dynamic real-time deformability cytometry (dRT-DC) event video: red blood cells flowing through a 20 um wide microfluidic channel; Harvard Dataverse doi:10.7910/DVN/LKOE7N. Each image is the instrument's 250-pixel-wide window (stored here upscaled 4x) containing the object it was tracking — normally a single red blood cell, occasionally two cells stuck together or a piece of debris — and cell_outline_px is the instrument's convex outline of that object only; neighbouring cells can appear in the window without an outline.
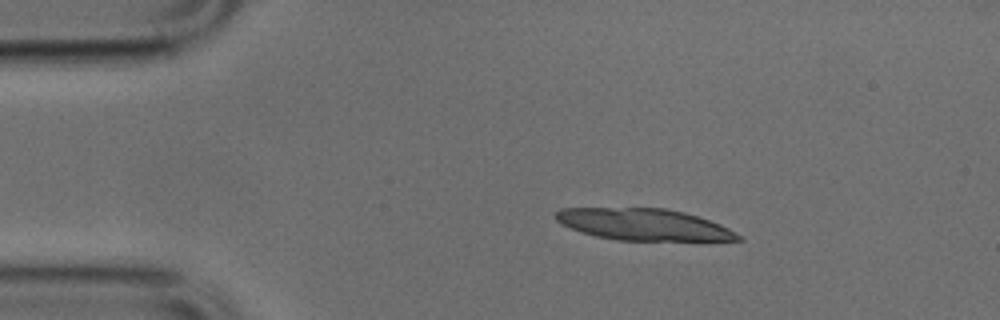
{"species": "common noctule bat (a hibernating species)", "species_latin": "Nyctalus noctula", "temperature_condition": "cold", "stored_images_in_passage": 11, "camera_frame_rate_fps": 3000, "um_per_image_px": 0.085, "animal": {"sex": "male", "body_mass_g": 17.9, "forearm_length_mm": 54.2}, "frame": {"image": 1, "passage_image": 2, "time_ms": 0.333, "image_size_px": [1000, 320], "cell_outline_px": [[744, 240], [704, 244], [616, 240], [596, 236], [580, 232], [560, 224], [556, 220], [556, 212], [560, 208], [664, 208], [684, 212], [720, 224], [736, 232]], "centroid_in_image_um": [54.87, 19.15], "position_along_channel_um": 30.1, "area_um2": 35.2}}